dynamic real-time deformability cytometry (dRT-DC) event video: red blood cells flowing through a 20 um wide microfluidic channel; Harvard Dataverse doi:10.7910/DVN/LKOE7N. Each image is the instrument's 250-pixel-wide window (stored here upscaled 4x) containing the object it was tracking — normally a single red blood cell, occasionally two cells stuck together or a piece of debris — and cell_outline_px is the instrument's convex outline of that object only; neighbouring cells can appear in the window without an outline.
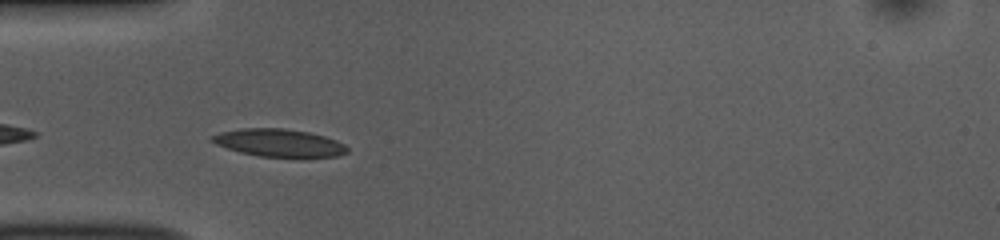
{"species": "common noctule bat (a hibernating species)", "species_latin": "Nyctalus noctula", "temperature_condition": "room temperature", "stored_images_in_passage": 35, "camera_frame_rate_fps": 3000, "um_per_image_px": 0.085, "animal": {"sex": "female", "body_mass_g": 10.0, "forearm_length_mm": 53.1}, "frame": {"image": 1, "passage_image": 2, "time_ms": 0.333, "image_size_px": [1000, 240], "cell_outline_px": [[348, 152], [336, 156], [300, 160], [260, 156], [240, 152], [216, 144], [208, 140], [212, 136], [220, 132], [244, 128], [284, 128], [308, 132], [324, 136], [336, 140], [344, 144], [348, 148]], "centroid_in_image_um": [23.78, 12.19], "position_along_channel_um": 61.2, "area_um2": 22.54}}
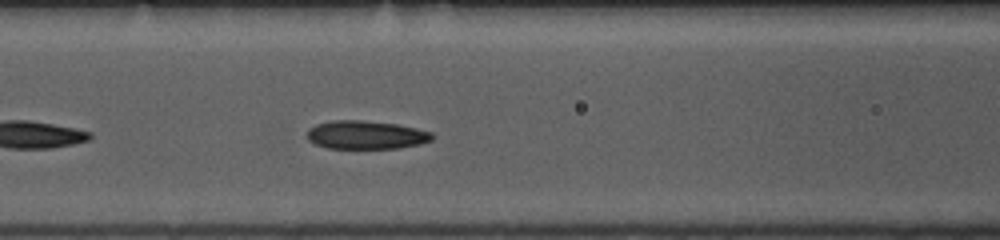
{"frame": {"image": 2, "passage_image": 8, "time_ms": 2.333, "image_size_px": [1000, 240], "cell_outline_px": [[432, 140], [420, 144], [400, 148], [328, 148], [316, 144], [308, 140], [308, 128], [316, 124], [332, 120], [360, 120], [396, 124], [416, 128], [432, 132]], "centroid_in_image_um": [31.1, 11.46], "position_along_channel_um": 135.5, "area_um2": 20.63}}
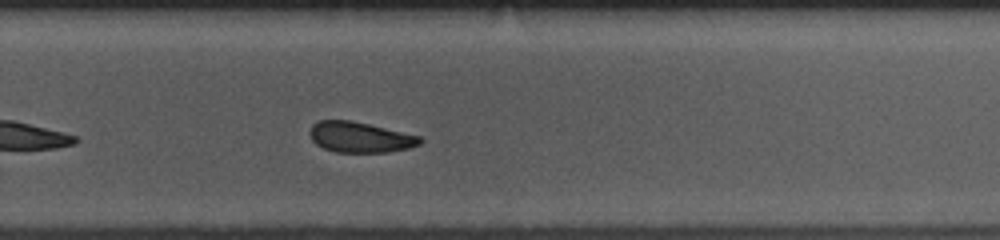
{"frame": {"image": 3, "passage_image": 21, "time_ms": 6.667, "image_size_px": [1000, 240], "cell_outline_px": [[424, 140], [420, 144], [408, 148], [388, 152], [336, 152], [324, 148], [316, 144], [312, 140], [308, 132], [312, 124], [320, 120], [348, 120], [368, 124], [420, 136]], "centroid_in_image_um": [30.58, 11.66], "position_along_channel_um": 299.2, "area_um2": 19.54}, "authors_computed_cell_mechanics": {"area_um2": 20.2878, "velocity_mm_per_s": 3.7809, "shape_relaxation_time_tau1_ms": 2.7039, "shape_relaxation_time_tau2_ms": 2.5778, "deformation_change_tau1": 0.0876, "deformation_change_tau2": 0.0656}}